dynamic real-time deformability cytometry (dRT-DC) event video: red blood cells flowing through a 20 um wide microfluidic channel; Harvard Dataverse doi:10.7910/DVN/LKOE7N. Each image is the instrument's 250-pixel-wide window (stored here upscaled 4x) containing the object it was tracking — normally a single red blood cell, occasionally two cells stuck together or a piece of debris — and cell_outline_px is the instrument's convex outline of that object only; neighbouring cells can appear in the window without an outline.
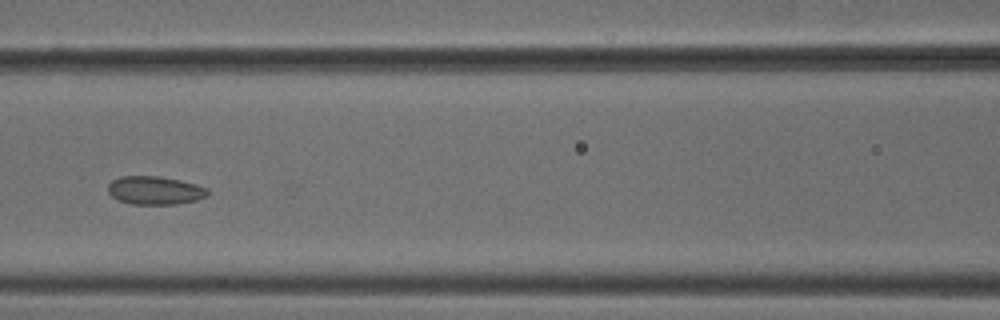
{"species": "common noctule bat (a hibernating species)", "species_latin": "Nyctalus noctula", "temperature_condition": "cold", "stored_images_in_passage": 6, "camera_frame_rate_fps": 3000, "um_per_image_px": 0.085, "animal": {"sex": "male", "body_mass_g": 18.8}, "frame": {"image": 1, "passage_image": 6, "time_ms": 1.667, "image_size_px": [1000, 320], "cell_outline_px": [[208, 196], [196, 200], [176, 204], [132, 204], [120, 200], [112, 196], [108, 192], [108, 184], [112, 180], [120, 176], [160, 176], [180, 180], [196, 184], [208, 188]], "centroid_in_image_um": [13.18, 16.17], "position_along_channel_um": 153.4, "area_um2": 16.47}}